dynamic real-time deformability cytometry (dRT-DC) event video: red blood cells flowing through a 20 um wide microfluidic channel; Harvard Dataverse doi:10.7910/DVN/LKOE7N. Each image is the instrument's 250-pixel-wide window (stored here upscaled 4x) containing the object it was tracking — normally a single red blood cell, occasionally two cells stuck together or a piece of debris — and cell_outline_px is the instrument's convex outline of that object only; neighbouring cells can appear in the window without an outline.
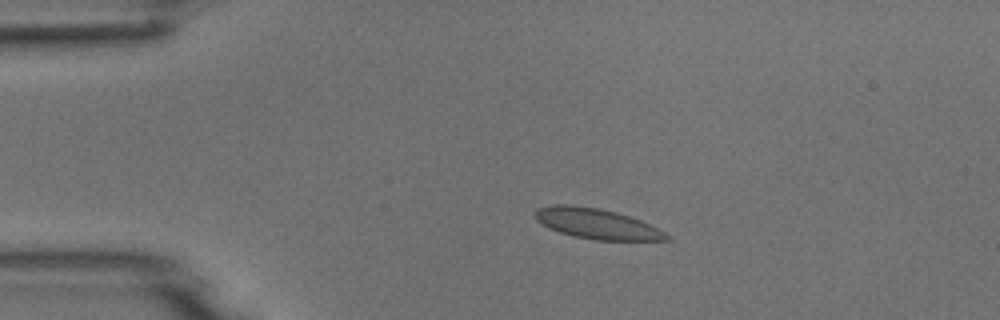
{"species": "common noctule bat (a hibernating species)", "species_latin": "Nyctalus noctula", "temperature_condition": "room temperature", "stored_images_in_passage": 7, "camera_frame_rate_fps": 3000, "um_per_image_px": 0.085, "animal": {"sex": "male", "body_mass_g": 18.8}, "frame": {"image": 1, "passage_image": 3, "time_ms": 0.667, "image_size_px": [1000, 320], "cell_outline_px": [[672, 240], [596, 240], [572, 236], [548, 228], [536, 220], [536, 208], [552, 204], [572, 204], [600, 208], [616, 212], [640, 220], [664, 232]], "centroid_in_image_um": [50.67, 19.0], "position_along_channel_um": 34.3, "area_um2": 23.18}}
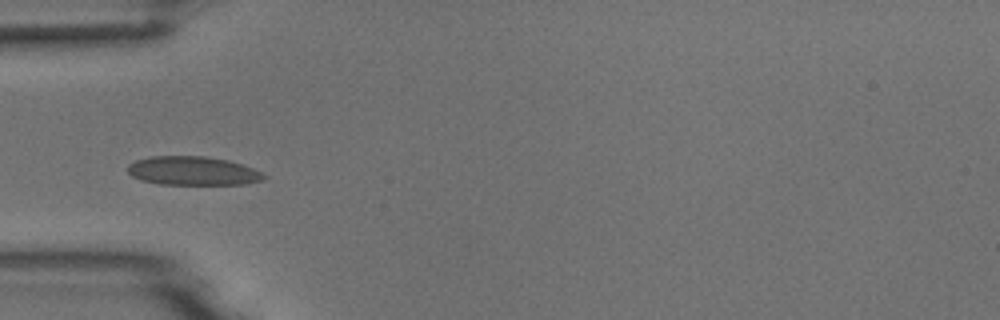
{"frame": {"image": 2, "passage_image": 5, "time_ms": 1.333, "image_size_px": [1000, 320], "cell_outline_px": [[268, 176], [264, 180], [244, 184], [160, 184], [140, 180], [132, 176], [128, 172], [128, 164], [136, 160], [152, 156], [204, 156], [228, 160], [244, 164], [264, 172]], "centroid_in_image_um": [16.44, 14.52], "position_along_channel_um": 68.6, "area_um2": 23.06}}